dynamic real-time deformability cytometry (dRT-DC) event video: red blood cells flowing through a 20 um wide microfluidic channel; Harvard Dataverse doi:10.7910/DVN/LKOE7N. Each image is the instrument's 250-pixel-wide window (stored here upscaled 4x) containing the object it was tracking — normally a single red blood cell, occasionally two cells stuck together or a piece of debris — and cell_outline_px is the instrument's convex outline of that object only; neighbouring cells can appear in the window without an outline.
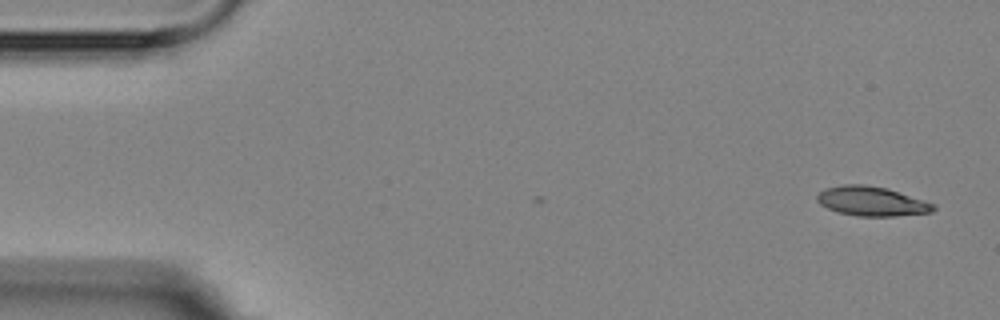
{"species": "Egyptian fruit bat (a non-hibernating species)", "species_latin": "Rousettus aegyptiacus", "temperature_condition": "room temperature", "stored_images_in_passage": 4, "camera_frame_rate_fps": 3000, "um_per_image_px": 0.085, "animal": {"sex": "female"}, "frame": {"image": 1, "passage_image": 1, "time_ms": 0.0, "image_size_px": [1000, 320], "cell_outline_px": [[936, 208], [932, 212], [896, 216], [856, 216], [840, 212], [828, 208], [820, 204], [816, 200], [816, 196], [824, 188], [844, 184], [864, 184], [888, 188], [936, 204]], "centroid_in_image_um": [74.1, 17.1], "position_along_channel_um": 10.9, "area_um2": 20.06}}